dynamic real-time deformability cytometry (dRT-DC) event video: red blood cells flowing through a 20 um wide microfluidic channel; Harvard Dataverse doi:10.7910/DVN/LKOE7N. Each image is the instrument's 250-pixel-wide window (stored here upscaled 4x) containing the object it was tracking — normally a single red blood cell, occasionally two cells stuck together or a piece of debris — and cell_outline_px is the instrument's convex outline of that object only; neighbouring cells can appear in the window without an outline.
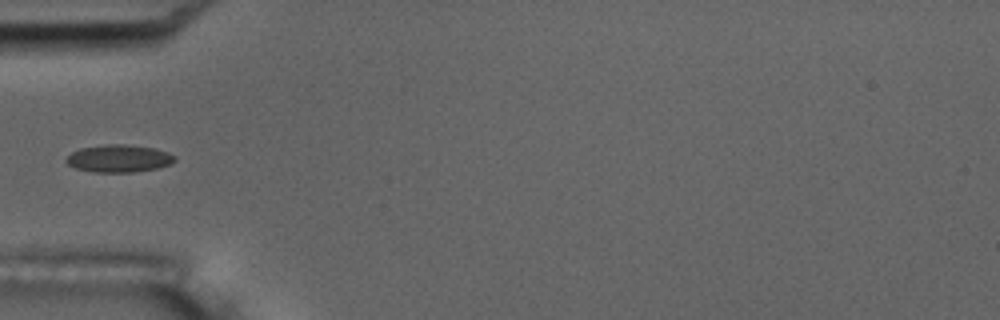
{"species": "common noctule bat (a hibernating species)", "species_latin": "Nyctalus noctula", "temperature_condition": "room temperature", "stored_images_in_passage": 17, "camera_frame_rate_fps": 3000, "um_per_image_px": 0.085, "animal": {"sex": "male", "body_mass_g": 17.5, "forearm_length_mm": 52.3}, "frame": {"image": 1, "passage_image": 6, "time_ms": 5.667, "image_size_px": [1000, 320], "cell_outline_px": [[176, 160], [172, 164], [156, 168], [132, 172], [92, 172], [76, 168], [68, 164], [64, 160], [72, 152], [80, 148], [104, 144], [124, 144], [156, 148], [168, 152], [176, 156]], "centroid_in_image_um": [10.12, 13.46], "position_along_channel_um": 74.9, "area_um2": 17.51}, "authors_computed_cell_mechanics": {"area_um2": 17.5134, "velocity_mm_per_s": 3.5495, "shape_relaxation_time_tau1_ms": 10.3175, "shape_relaxation_time_tau2_ms": 2.2787, "deformation_change_tau1": 0.1199, "deformation_change_tau2": 0.0885}}